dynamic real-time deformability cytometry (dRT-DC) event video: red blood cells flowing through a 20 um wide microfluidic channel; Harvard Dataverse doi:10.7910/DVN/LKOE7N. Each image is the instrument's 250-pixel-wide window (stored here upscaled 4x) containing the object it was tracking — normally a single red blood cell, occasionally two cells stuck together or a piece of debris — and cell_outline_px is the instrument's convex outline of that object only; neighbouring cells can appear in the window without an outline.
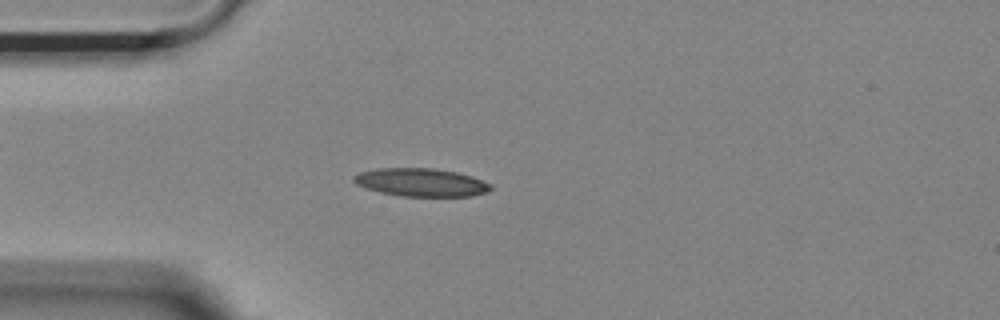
{"species": "Egyptian fruit bat (a non-hibernating species)", "species_latin": "Rousettus aegyptiacus", "temperature_condition": "room temperature", "stored_images_in_passage": 50, "camera_frame_rate_fps": 3000, "um_per_image_px": 0.085, "animal": {"sex": "female"}, "frame": {"image": 1, "passage_image": 10, "time_ms": 3.0, "image_size_px": [1000, 320], "cell_outline_px": [[492, 188], [488, 192], [472, 196], [400, 196], [380, 192], [356, 184], [352, 180], [352, 176], [360, 172], [376, 168], [432, 168], [456, 172], [472, 176], [492, 184]], "centroid_in_image_um": [35.8, 15.5], "position_along_channel_um": 49.2, "area_um2": 22.48}}
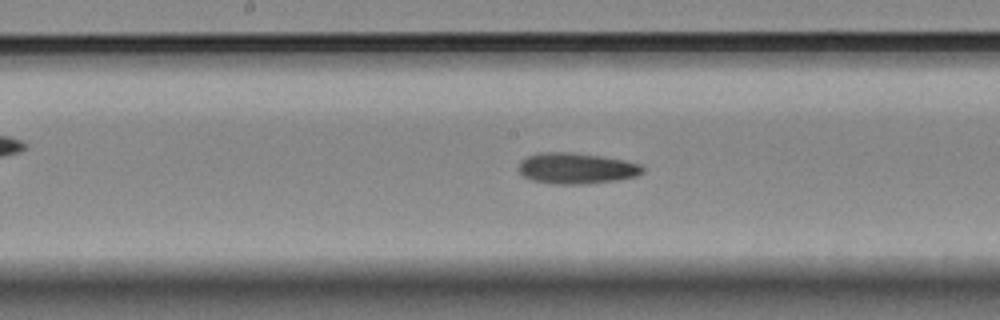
{"frame": {"image": 2, "passage_image": 23, "time_ms": 7.333, "image_size_px": [1000, 320], "cell_outline_px": [[644, 172], [636, 176], [616, 180], [584, 184], [552, 184], [532, 180], [524, 176], [516, 168], [520, 160], [536, 152], [572, 152], [604, 156], [624, 160], [640, 164], [644, 168]], "centroid_in_image_um": [48.96, 14.3], "position_along_channel_um": 199.2, "area_um2": 22.66}}
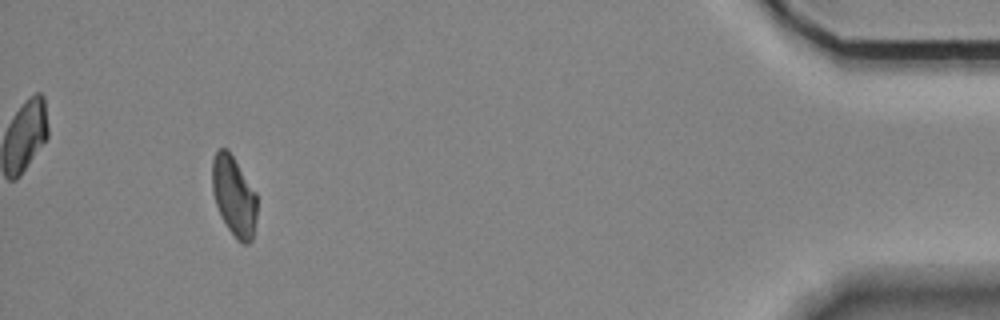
{"frame": {"image": 3, "passage_image": 46, "time_ms": 15.0, "image_size_px": [1000, 320], "cell_outline_px": [[256, 220], [252, 240], [248, 244], [244, 244], [236, 240], [220, 216], [212, 192], [212, 160], [216, 152], [220, 148], [228, 148], [256, 192]], "centroid_in_image_um": [19.88, 16.67], "position_along_channel_um": 415.3, "area_um2": 21.04}, "authors_computed_cell_mechanics": {"area_um2": 21.7039, "velocity_mm_per_s": 3.6844, "shape_relaxation_time_tau1_ms": 6.2431, "shape_relaxation_time_tau2_ms": 5.5587, "deformation_change_tau1": 0.1701, "deformation_change_tau2": 0.1378}}